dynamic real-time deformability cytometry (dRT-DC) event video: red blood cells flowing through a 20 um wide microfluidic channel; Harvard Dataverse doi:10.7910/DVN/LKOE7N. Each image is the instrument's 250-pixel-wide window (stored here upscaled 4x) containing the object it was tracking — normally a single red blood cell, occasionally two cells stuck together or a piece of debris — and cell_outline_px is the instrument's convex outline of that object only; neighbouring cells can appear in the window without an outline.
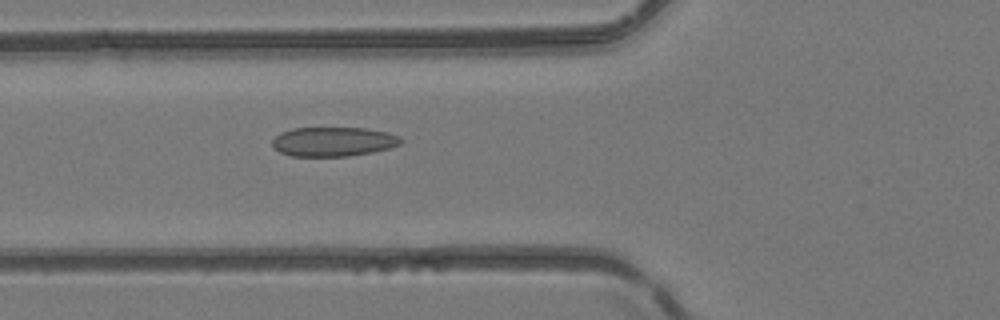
{"species": "common noctule bat (a hibernating species)", "species_latin": "Nyctalus noctula", "temperature_condition": "room temperature", "stored_images_in_passage": 39, "camera_frame_rate_fps": 3000, "um_per_image_px": 0.085, "animal": {"sex": "female", "body_mass_g": 24.6, "forearm_length_mm": 56.2}, "frame": {"image": 1, "passage_image": 7, "time_ms": 2.0, "image_size_px": [1000, 320], "cell_outline_px": [[404, 140], [400, 144], [388, 148], [372, 152], [348, 156], [292, 156], [280, 152], [272, 148], [272, 140], [280, 132], [292, 128], [368, 128], [388, 132], [400, 136]], "centroid_in_image_um": [28.33, 12.03], "position_along_channel_um": 97.5, "area_um2": 22.14}}
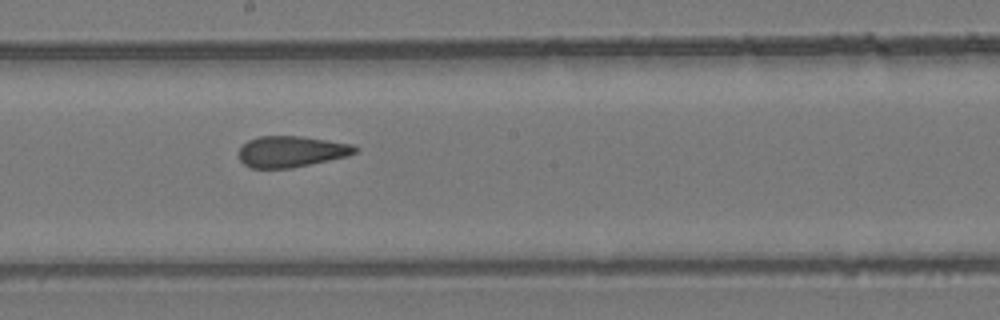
{"frame": {"image": 2, "passage_image": 16, "time_ms": 5.0, "image_size_px": [1000, 320], "cell_outline_px": [[360, 148], [356, 152], [348, 156], [292, 168], [252, 168], [244, 164], [240, 160], [240, 148], [248, 140], [260, 136], [300, 136], [328, 140], [352, 144]], "centroid_in_image_um": [24.79, 12.88], "position_along_channel_um": 223.4, "area_um2": 21.04}}
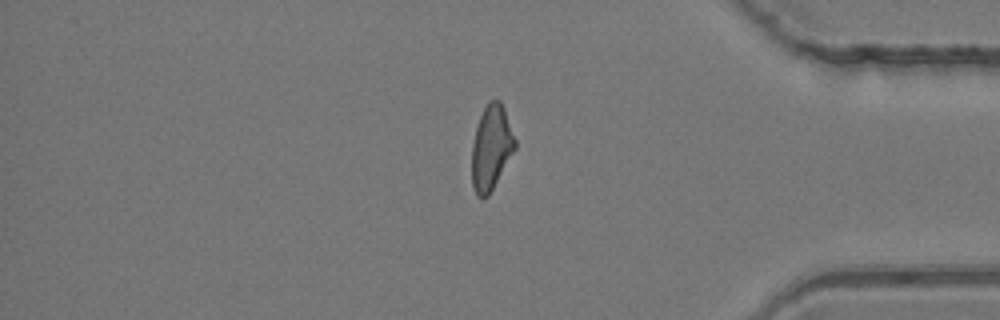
{"frame": {"image": 3, "passage_image": 30, "time_ms": 9.667, "image_size_px": [1000, 320], "cell_outline_px": [[516, 148], [488, 196], [476, 196], [472, 184], [472, 144], [476, 128], [480, 116], [488, 100], [500, 100], [504, 108], [516, 140]], "centroid_in_image_um": [41.75, 12.53], "position_along_channel_um": 393.4, "area_um2": 21.15}, "authors_computed_cell_mechanics": {"area_um2": 21.675, "velocity_mm_per_s": 4.1795, "shape_relaxation_time_tau1_ms": null, "shape_relaxation_time_tau2_ms": 1.9262, "deformation_change_tau1": null, "deformation_change_tau2": 0.0902}}